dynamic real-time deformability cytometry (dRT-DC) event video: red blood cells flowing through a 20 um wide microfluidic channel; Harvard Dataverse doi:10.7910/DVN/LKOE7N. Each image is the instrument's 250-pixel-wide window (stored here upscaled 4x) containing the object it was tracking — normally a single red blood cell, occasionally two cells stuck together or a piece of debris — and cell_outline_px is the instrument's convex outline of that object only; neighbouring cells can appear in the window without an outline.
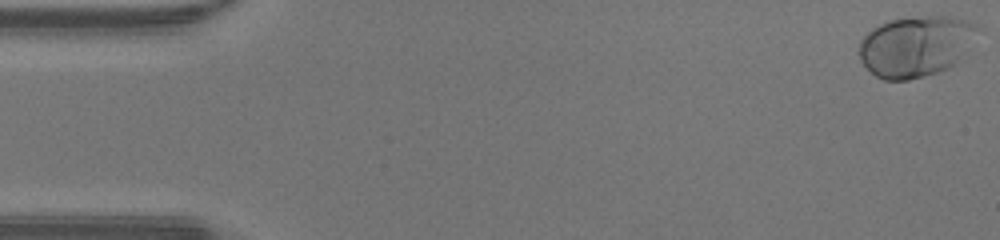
{"species": "human", "species_latin": "Homo sapiens", "temperature_condition": "warm", "stored_images_in_passage": 48, "camera_frame_rate_fps": 3000, "um_per_image_px": 0.085, "donor": {"sex": "male"}, "frame": {"image": 1, "passage_image": 1, "time_ms": 0.0, "image_size_px": [1000, 240], "cell_outline_px": [[980, 28], [952, 64], [948, 68], [924, 76], [908, 80], [884, 80], [876, 76], [860, 60], [856, 52], [860, 40], [872, 28], [888, 20], [928, 16], [952, 16], [968, 20], [976, 24]], "centroid_in_image_um": [77.75, 3.91], "position_along_channel_um": 7.2, "area_um2": 41.44}}
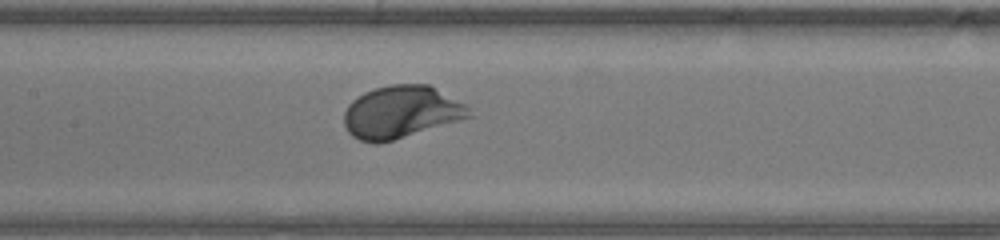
{"frame": {"image": 2, "passage_image": 23, "time_ms": 7.333, "image_size_px": [1000, 240], "cell_outline_px": [[476, 116], [392, 140], [376, 144], [360, 140], [352, 136], [348, 132], [344, 124], [344, 112], [348, 104], [352, 100], [364, 92], [376, 88], [392, 84], [428, 84], [468, 104]], "centroid_in_image_um": [34.15, 9.52], "position_along_channel_um": 173.3, "area_um2": 38.55}}
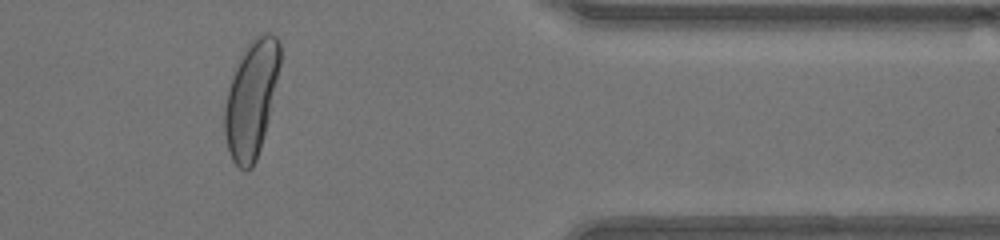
{"frame": {"image": 3, "passage_image": 40, "time_ms": 13.0, "image_size_px": [1000, 240], "cell_outline_px": [[280, 64], [268, 116], [260, 148], [256, 160], [252, 168], [240, 168], [232, 160], [228, 148], [224, 132], [224, 108], [232, 76], [244, 48], [260, 32], [268, 32], [276, 36], [280, 44]], "centroid_in_image_um": [21.35, 8.37], "position_along_channel_um": 390.1, "area_um2": 36.88}, "authors_computed_cell_mechanics": {"area_um2": 37.9168, "velocity_mm_per_s": 4.2795, "shape_relaxation_time_tau1_ms": 1.5709, "shape_relaxation_time_tau2_ms": null, "deformation_change_tau1": 0.1659, "deformation_change_tau2": null}}